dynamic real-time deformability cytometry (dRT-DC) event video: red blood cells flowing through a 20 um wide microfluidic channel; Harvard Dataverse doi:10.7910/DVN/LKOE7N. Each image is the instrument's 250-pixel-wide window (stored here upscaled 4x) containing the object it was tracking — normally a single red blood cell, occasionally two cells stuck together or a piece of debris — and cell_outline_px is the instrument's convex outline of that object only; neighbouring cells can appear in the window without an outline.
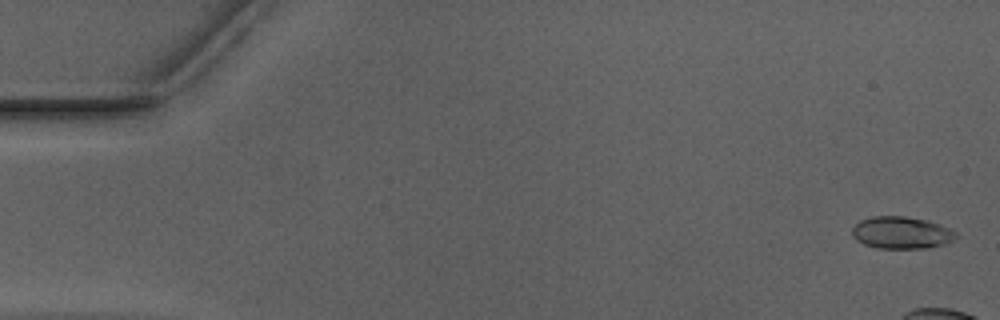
{"species": "Egyptian fruit bat (a non-hibernating species)", "species_latin": "Rousettus aegyptiacus", "temperature_condition": "warm", "stored_images_in_passage": 4, "camera_frame_rate_fps": 3000, "um_per_image_px": 0.085, "animal": {"sex": "male"}, "frame": {"image": 1, "passage_image": 2, "time_ms": 0.333, "image_size_px": [1000, 320], "cell_outline_px": [[960, 236], [944, 244], [928, 248], [876, 248], [864, 244], [856, 240], [852, 236], [852, 228], [860, 220], [872, 216], [904, 216], [928, 220], [940, 224], [956, 232]], "centroid_in_image_um": [76.62, 19.77], "position_along_channel_um": 8.4, "area_um2": 19.59}}